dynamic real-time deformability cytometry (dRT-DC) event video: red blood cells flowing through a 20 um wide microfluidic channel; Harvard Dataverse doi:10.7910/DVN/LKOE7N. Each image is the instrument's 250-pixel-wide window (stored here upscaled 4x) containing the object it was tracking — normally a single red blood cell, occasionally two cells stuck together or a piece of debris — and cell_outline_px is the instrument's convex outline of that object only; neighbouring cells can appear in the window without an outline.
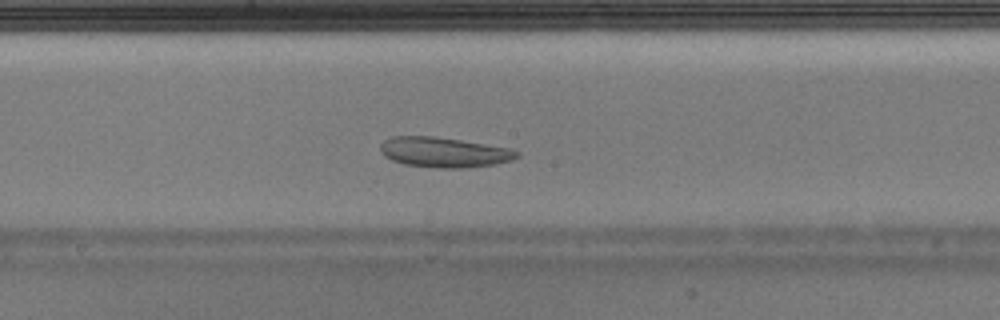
{"species": "Egyptian fruit bat (a non-hibernating species)", "species_latin": "Rousettus aegyptiacus", "temperature_condition": "warm", "stored_images_in_passage": 36, "camera_frame_rate_fps": 3000, "um_per_image_px": 0.085, "animal": {"sex": "male"}, "frame": {"image": 1, "passage_image": 16, "time_ms": 5.0, "image_size_px": [1000, 320], "cell_outline_px": [[520, 156], [512, 160], [496, 164], [468, 168], [440, 168], [404, 164], [392, 160], [384, 156], [380, 152], [380, 144], [384, 140], [392, 136], [432, 136], [460, 140], [512, 148], [520, 152]], "centroid_in_image_um": [37.76, 12.94], "position_along_channel_um": 210.4, "area_um2": 24.16}}